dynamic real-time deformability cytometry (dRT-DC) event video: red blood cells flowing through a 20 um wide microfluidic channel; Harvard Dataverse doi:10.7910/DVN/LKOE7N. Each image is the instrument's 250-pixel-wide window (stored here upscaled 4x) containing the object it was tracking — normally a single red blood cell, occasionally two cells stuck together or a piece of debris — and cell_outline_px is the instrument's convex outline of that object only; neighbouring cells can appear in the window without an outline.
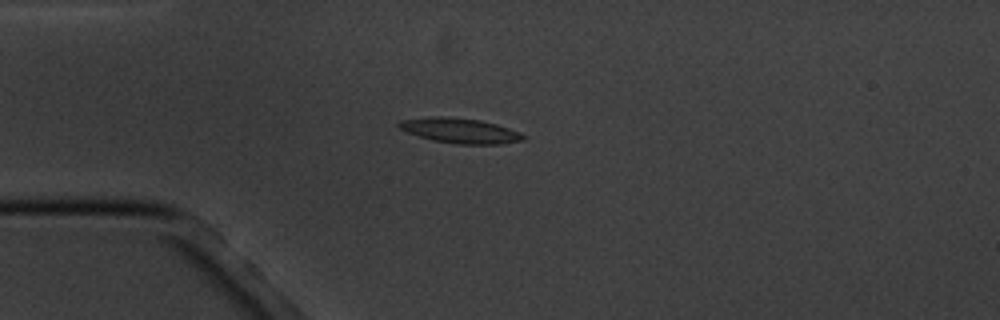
{"species": "common noctule bat (a hibernating species)", "species_latin": "Nyctalus noctula", "temperature_condition": "cold", "stored_images_in_passage": 13, "camera_frame_rate_fps": 3000, "um_per_image_px": 0.085, "animal": {"sex": "male", "body_mass_g": 20.1, "forearm_length_mm": 53.5}, "frame": {"image": 1, "passage_image": 4, "time_ms": 3.667, "image_size_px": [1000, 320], "cell_outline_px": [[528, 136], [524, 140], [500, 144], [456, 144], [432, 140], [408, 132], [400, 128], [396, 124], [400, 120], [432, 116], [440, 116], [480, 120], [496, 124], [520, 132]], "centroid_in_image_um": [39.13, 11.1], "position_along_channel_um": 45.9, "area_um2": 18.09}}
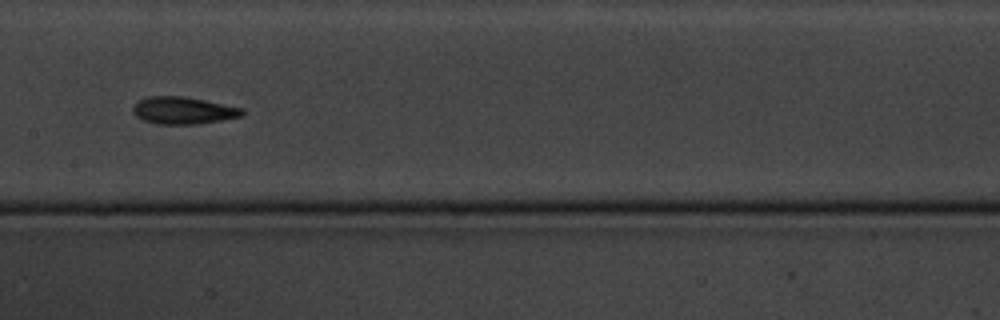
{"frame": {"image": 2, "passage_image": 8, "time_ms": 8.333, "image_size_px": [1000, 320], "cell_outline_px": [[244, 112], [240, 116], [220, 120], [196, 124], [156, 124], [144, 120], [136, 116], [132, 112], [132, 108], [136, 100], [148, 96], [184, 96], [244, 108]], "centroid_in_image_um": [15.52, 9.38], "position_along_channel_um": 191.9, "area_um2": 17.34}}
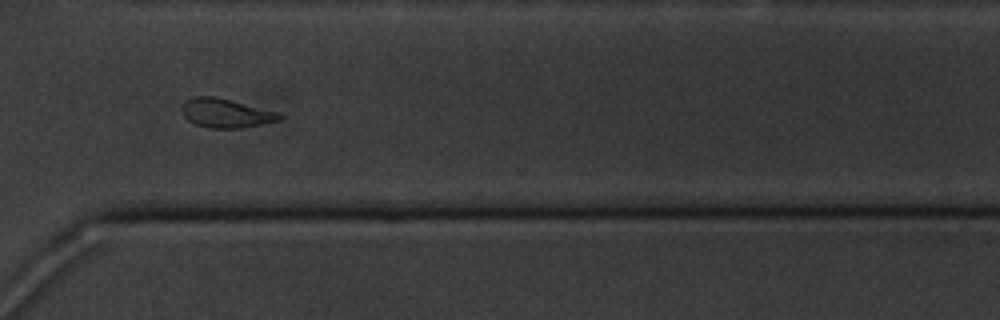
{"frame": {"image": 3, "passage_image": 12, "time_ms": 13.0, "image_size_px": [1000, 320], "cell_outline_px": [[284, 116], [280, 120], [240, 128], [212, 128], [196, 124], [188, 120], [184, 116], [180, 108], [184, 100], [192, 96], [212, 96], [280, 112]], "centroid_in_image_um": [19.17, 9.61], "position_along_channel_um": 351.4, "area_um2": 16.47}, "authors_computed_cell_mechanics": {"area_um2": 16.8776, "velocity_mm_per_s": 3.4245, "shape_relaxation_time_tau1_ms": 3.039, "shape_relaxation_time_tau2_ms": 2.4348, "deformation_change_tau1": 0.1079, "deformation_change_tau2": 0.0669}}